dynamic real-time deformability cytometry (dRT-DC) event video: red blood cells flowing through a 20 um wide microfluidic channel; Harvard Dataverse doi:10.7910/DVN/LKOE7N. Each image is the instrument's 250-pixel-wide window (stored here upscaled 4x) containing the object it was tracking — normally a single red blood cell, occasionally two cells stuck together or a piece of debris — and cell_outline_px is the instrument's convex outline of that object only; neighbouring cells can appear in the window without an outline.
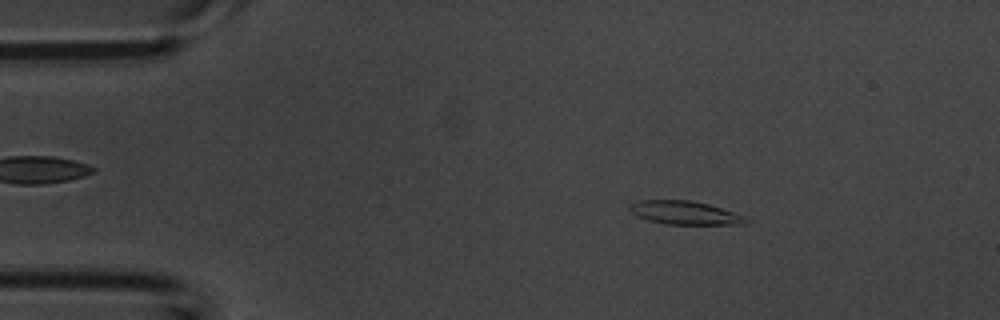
{"species": "common noctule bat (a hibernating species)", "species_latin": "Nyctalus noctula", "temperature_condition": "room temperature", "stored_images_in_passage": 53, "camera_frame_rate_fps": 3000, "um_per_image_px": 0.085, "animal": {"sex": "male", "body_mass_g": 20.1, "forearm_length_mm": 53.5}, "frame": {"image": 1, "passage_image": 8, "time_ms": 2.333, "image_size_px": [1000, 320], "cell_outline_px": [[752, 220], [744, 224], [664, 224], [648, 220], [632, 212], [628, 208], [628, 204], [640, 200], [692, 200], [708, 204], [736, 212], [748, 216]], "centroid_in_image_um": [58.28, 18.08], "position_along_channel_um": 26.7, "area_um2": 16.07}}
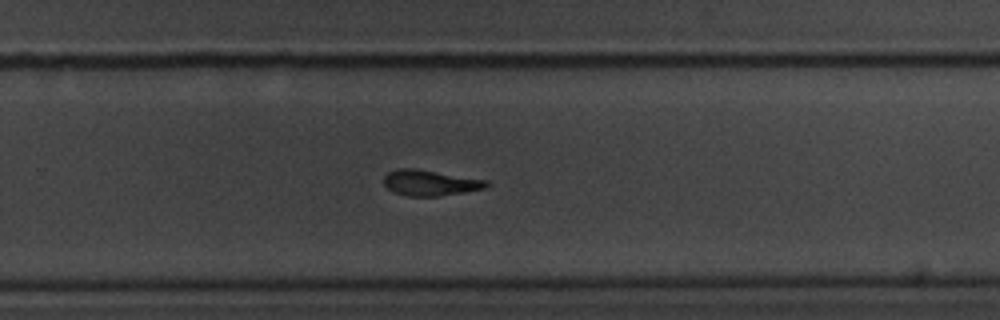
{"frame": {"image": 2, "passage_image": 34, "time_ms": 11.0, "image_size_px": [1000, 320], "cell_outline_px": [[488, 188], [440, 196], [408, 196], [392, 192], [384, 184], [384, 176], [388, 172], [396, 168], [416, 168], [488, 180]], "centroid_in_image_um": [36.56, 15.53], "position_along_channel_um": 293.2, "area_um2": 15.55}}
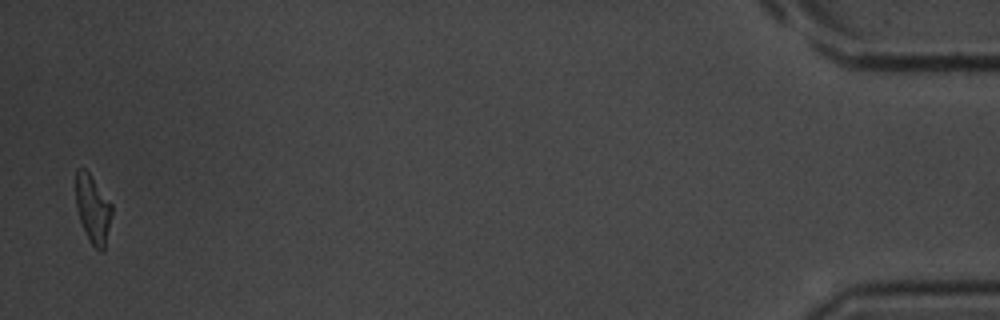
{"frame": {"image": 3, "passage_image": 52, "time_ms": 17.0, "image_size_px": [1000, 320], "cell_outline_px": [[112, 212], [104, 252], [100, 252], [92, 244], [80, 220], [76, 208], [76, 168], [84, 168], [88, 172], [112, 204]], "centroid_in_image_um": [7.9, 17.76], "position_along_channel_um": 427.3, "area_um2": 14.1}, "authors_computed_cell_mechanics": {"area_um2": 15.6638, "velocity_mm_per_s": 3.7501, "shape_relaxation_time_tau1_ms": 4.3571, "shape_relaxation_time_tau2_ms": 4.9752, "deformation_change_tau1": 0.1833, "deformation_change_tau2": 0.1484}}